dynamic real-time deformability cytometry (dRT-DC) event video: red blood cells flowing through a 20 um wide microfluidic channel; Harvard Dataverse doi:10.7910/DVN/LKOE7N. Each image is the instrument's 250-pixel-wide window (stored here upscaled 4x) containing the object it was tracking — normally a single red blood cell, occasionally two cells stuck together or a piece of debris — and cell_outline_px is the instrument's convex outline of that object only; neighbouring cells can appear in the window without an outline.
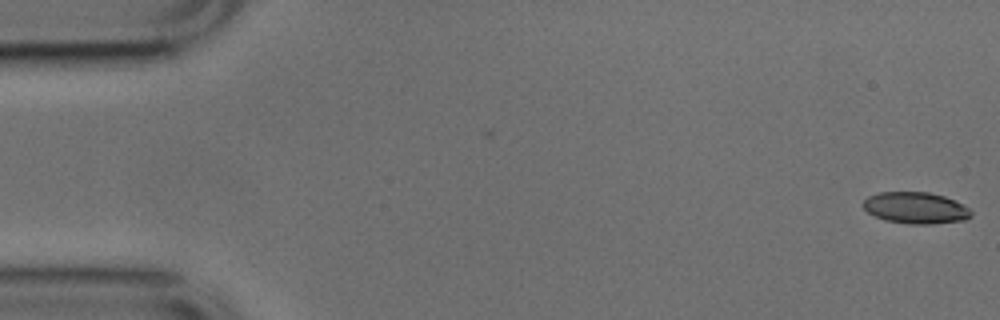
{"species": "common noctule bat (a hibernating species)", "species_latin": "Nyctalus noctula", "temperature_condition": "cold", "stored_images_in_passage": 3, "camera_frame_rate_fps": 3000, "um_per_image_px": 0.085, "animal": {"sex": "male", "body_mass_g": 17.9, "forearm_length_mm": 54.2}, "frame": {"image": 1, "passage_image": 3, "time_ms": 0.667, "image_size_px": [1000, 320], "cell_outline_px": [[972, 216], [964, 220], [932, 224], [908, 224], [884, 220], [868, 212], [864, 208], [864, 200], [868, 196], [880, 192], [928, 192], [944, 196], [964, 204], [972, 212]], "centroid_in_image_um": [77.85, 17.67], "position_along_channel_um": 7.1, "area_um2": 19.83}}